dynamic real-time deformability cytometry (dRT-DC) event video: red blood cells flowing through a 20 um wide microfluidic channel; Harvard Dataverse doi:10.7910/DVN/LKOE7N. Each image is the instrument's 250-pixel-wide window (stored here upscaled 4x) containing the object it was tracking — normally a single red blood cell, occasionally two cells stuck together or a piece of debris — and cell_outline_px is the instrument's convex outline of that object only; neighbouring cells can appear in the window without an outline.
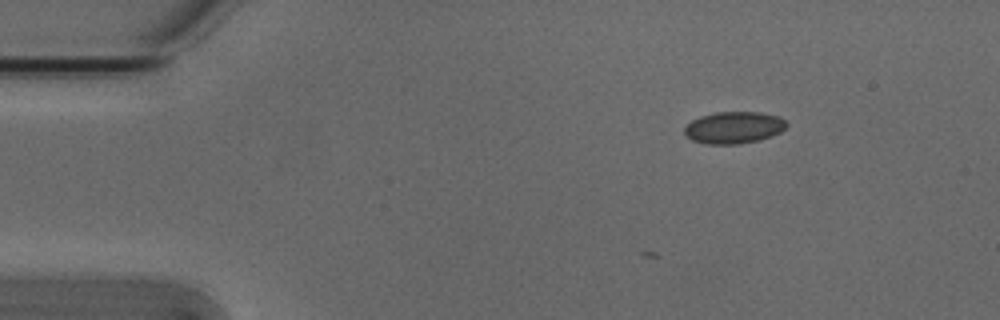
{"species": "Egyptian fruit bat (a non-hibernating species)", "species_latin": "Rousettus aegyptiacus", "temperature_condition": "cold", "stored_images_in_passage": 2, "camera_frame_rate_fps": 3000, "um_per_image_px": 0.085, "animal": {"sex": "male"}, "frame": {"image": 1, "passage_image": 2, "time_ms": 0.333, "image_size_px": [1000, 320], "cell_outline_px": [[788, 124], [780, 132], [772, 136], [760, 140], [740, 144], [704, 144], [692, 140], [684, 136], [684, 128], [692, 120], [700, 116], [716, 112], [760, 112], [776, 116], [784, 120]], "centroid_in_image_um": [62.34, 10.85], "position_along_channel_um": 22.7, "area_um2": 19.07}}